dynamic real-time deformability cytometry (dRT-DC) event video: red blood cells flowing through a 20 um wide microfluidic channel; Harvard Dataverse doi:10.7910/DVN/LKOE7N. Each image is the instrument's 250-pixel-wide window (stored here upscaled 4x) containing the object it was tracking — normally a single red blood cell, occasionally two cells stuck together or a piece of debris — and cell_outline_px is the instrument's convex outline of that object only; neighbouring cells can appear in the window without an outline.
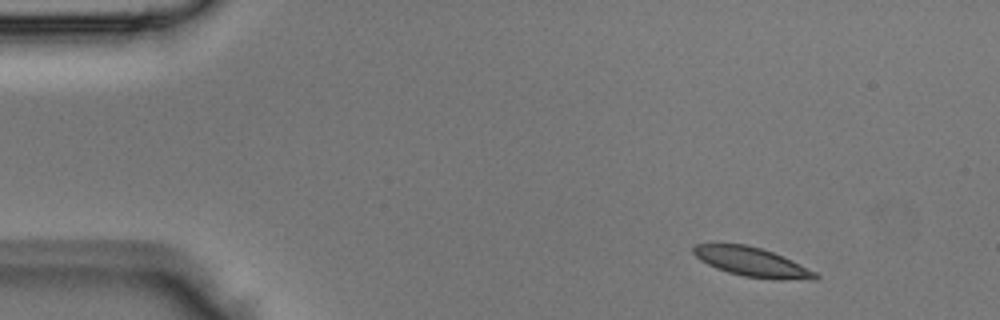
{"species": "Egyptian fruit bat (a non-hibernating species)", "species_latin": "Rousettus aegyptiacus", "temperature_condition": "room temperature", "stored_images_in_passage": 3, "camera_frame_rate_fps": 3000, "um_per_image_px": 0.085, "animal": {"sex": "male"}, "frame": {"image": 1, "passage_image": 1, "time_ms": 0.0, "image_size_px": [1000, 320], "cell_outline_px": [[820, 276], [816, 280], [780, 280], [744, 276], [728, 272], [716, 268], [700, 260], [692, 252], [692, 248], [696, 244], [744, 244], [760, 248], [772, 252], [792, 260], [816, 272]], "centroid_in_image_um": [63.95, 22.29], "position_along_channel_um": 21.0, "area_um2": 20.69}}
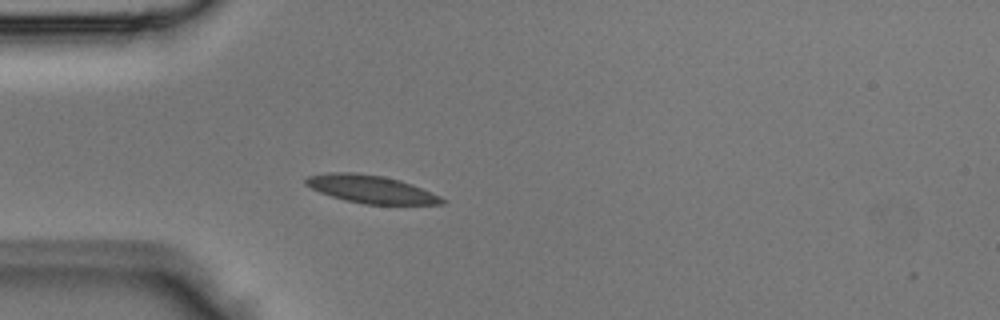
{"frame": {"image": 2, "passage_image": 3, "time_ms": 0.667, "image_size_px": [1000, 320], "cell_outline_px": [[448, 200], [444, 204], [364, 204], [332, 196], [320, 192], [304, 184], [304, 180], [308, 176], [328, 172], [356, 172], [384, 176], [400, 180], [412, 184], [440, 196]], "centroid_in_image_um": [31.54, 16.07], "position_along_channel_um": 53.5, "area_um2": 22.02}}